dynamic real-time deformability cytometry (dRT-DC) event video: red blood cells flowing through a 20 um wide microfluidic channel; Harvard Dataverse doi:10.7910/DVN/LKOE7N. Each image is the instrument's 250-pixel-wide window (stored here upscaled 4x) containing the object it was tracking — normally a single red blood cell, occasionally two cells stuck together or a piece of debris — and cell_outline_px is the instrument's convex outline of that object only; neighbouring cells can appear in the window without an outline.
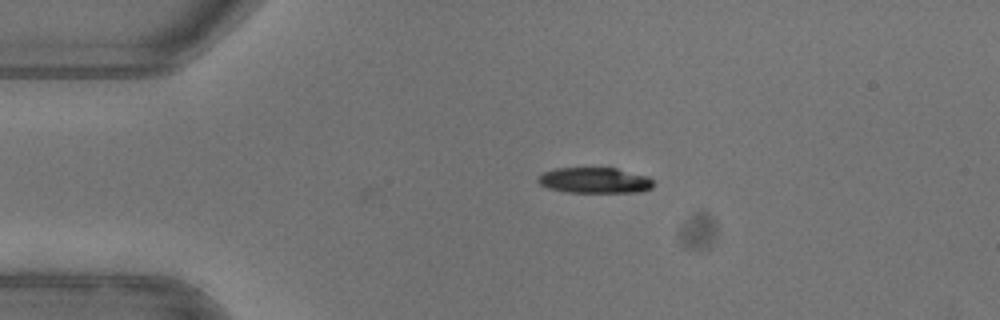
{"species": "common noctule bat (a hibernating species)", "species_latin": "Nyctalus noctula", "temperature_condition": "warm", "stored_images_in_passage": 2, "camera_frame_rate_fps": 3000, "um_per_image_px": 0.085, "animal": {"sex": "female"}, "frame": {"image": 1, "passage_image": 2, "time_ms": 0.333, "image_size_px": [1000, 320], "cell_outline_px": [[652, 188], [640, 192], [568, 192], [548, 188], [540, 184], [536, 180], [536, 176], [544, 172], [556, 168], [616, 168], [648, 176], [652, 180]], "centroid_in_image_um": [50.52, 15.33], "position_along_channel_um": 34.5, "area_um2": 17.28}}